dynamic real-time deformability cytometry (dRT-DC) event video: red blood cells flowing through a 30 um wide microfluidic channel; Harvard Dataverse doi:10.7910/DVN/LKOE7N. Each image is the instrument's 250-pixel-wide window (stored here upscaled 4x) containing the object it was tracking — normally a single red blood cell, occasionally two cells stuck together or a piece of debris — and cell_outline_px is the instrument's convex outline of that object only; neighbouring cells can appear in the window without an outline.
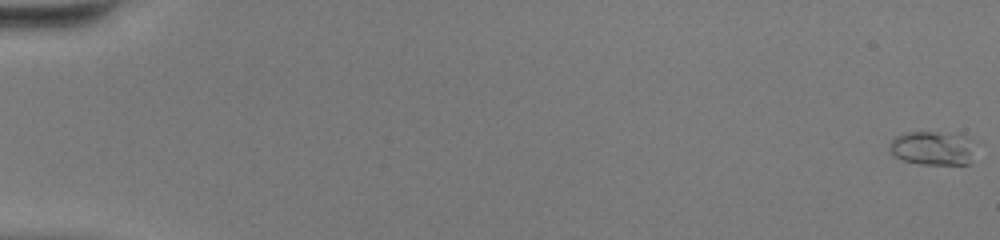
{"species": "common noctule bat (a hibernating species)", "species_latin": "Nyctalus noctula", "temperature_condition": "warm", "stored_images_in_passage": 49, "camera_frame_rate_fps": 3000, "um_per_image_px": 0.085, "animal": {"sex": "female", "body_mass_g": 20.0, "forearm_length_mm": 54.0}, "frame": {"image": 1, "passage_image": 1, "time_ms": 0.0, "image_size_px": [1000, 240], "cell_outline_px": [[968, 164], [920, 164], [904, 160], [896, 156], [892, 152], [892, 140], [896, 136], [908, 132], [960, 132], [968, 136]], "centroid_in_image_um": [79.22, 12.56], "position_along_channel_um": 5.8, "area_um2": 16.24}}
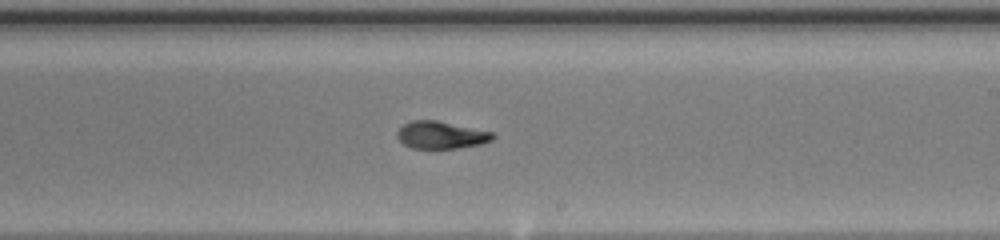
{"frame": {"image": 2, "passage_image": 31, "time_ms": 10.0, "image_size_px": [1000, 240], "cell_outline_px": [[496, 136], [492, 140], [480, 144], [456, 148], [412, 148], [404, 144], [396, 136], [396, 132], [404, 124], [412, 120], [436, 120], [492, 132]], "centroid_in_image_um": [37.47, 11.47], "position_along_channel_um": 251.5, "area_um2": 15.09}}
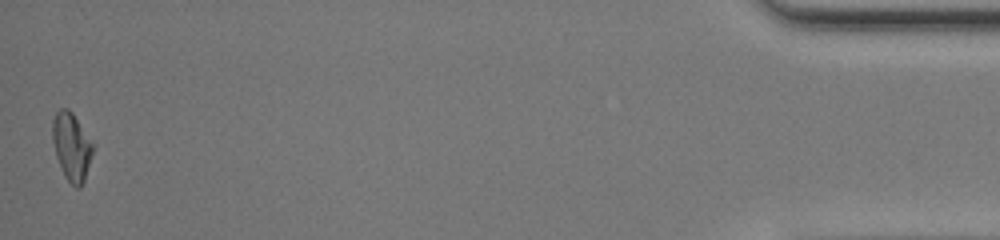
{"frame": {"image": 3, "passage_image": 49, "time_ms": 16.0, "image_size_px": [1000, 240], "cell_outline_px": [[96, 144], [84, 180], [80, 188], [76, 188], [64, 176], [56, 156], [52, 140], [52, 120], [56, 112], [60, 108], [68, 108], [72, 112]], "centroid_in_image_um": [6.11, 12.43], "position_along_channel_um": 429.1, "area_um2": 16.3}, "authors_computed_cell_mechanics": {"area_um2": 15.6638, "velocity_mm_per_s": 4.3749, "shape_relaxation_time_tau1_ms": null, "shape_relaxation_time_tau2_ms": 2.0049, "deformation_change_tau1": null, "deformation_change_tau2": 0.0632}}